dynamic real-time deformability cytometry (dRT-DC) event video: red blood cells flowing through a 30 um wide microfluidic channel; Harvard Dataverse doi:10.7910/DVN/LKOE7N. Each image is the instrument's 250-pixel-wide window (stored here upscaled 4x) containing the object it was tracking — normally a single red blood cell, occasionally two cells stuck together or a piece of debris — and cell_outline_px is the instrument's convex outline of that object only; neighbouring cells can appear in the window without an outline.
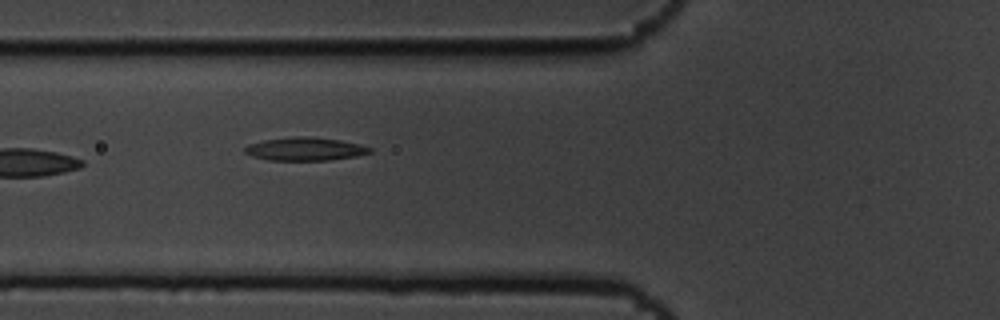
{"species": "common noctule bat (a hibernating species)", "species_latin": "Nyctalus noctula", "temperature_condition": "cold", "stored_images_in_passage": 6, "camera_frame_rate_fps": 3000, "um_per_image_px": 0.085, "animal": {"sex": "male", "body_mass_g": 19.5, "forearm_length_mm": 54.6}, "frame": {"image": 1, "passage_image": 6, "time_ms": 1.667, "image_size_px": [1000, 320], "cell_outline_px": [[372, 152], [356, 156], [332, 160], [268, 160], [252, 156], [244, 152], [244, 148], [248, 144], [264, 140], [292, 136], [308, 136], [340, 140], [360, 144], [372, 148]], "centroid_in_image_um": [25.93, 12.66], "position_along_channel_um": 99.9, "area_um2": 16.99}}